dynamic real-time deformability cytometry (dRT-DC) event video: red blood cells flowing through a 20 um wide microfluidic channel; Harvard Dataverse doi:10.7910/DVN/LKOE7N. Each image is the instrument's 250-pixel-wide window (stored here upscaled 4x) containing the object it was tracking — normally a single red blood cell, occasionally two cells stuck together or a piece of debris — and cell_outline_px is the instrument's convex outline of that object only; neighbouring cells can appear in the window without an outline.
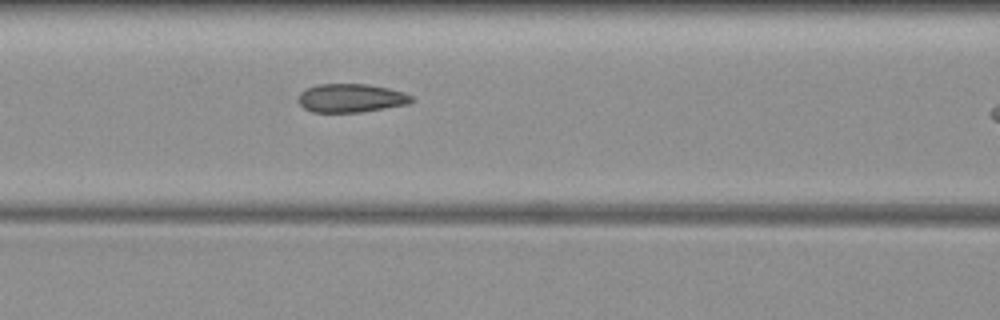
{"species": "common noctule bat (a hibernating species)", "species_latin": "Nyctalus noctula", "temperature_condition": "warm", "stored_images_in_passage": 7, "camera_frame_rate_fps": 3000, "um_per_image_px": 0.085, "animal": {"sex": "female", "body_mass_g": 19.3, "forearm_length_mm": 54.1}, "frame": {"image": 1, "passage_image": 5, "time_ms": 1.333, "image_size_px": [1000, 320], "cell_outline_px": [[416, 100], [408, 104], [360, 112], [312, 112], [304, 108], [300, 104], [300, 92], [304, 88], [316, 84], [368, 84], [388, 88], [404, 92], [412, 96]], "centroid_in_image_um": [29.85, 8.33], "position_along_channel_um": 136.8, "area_um2": 18.9}}